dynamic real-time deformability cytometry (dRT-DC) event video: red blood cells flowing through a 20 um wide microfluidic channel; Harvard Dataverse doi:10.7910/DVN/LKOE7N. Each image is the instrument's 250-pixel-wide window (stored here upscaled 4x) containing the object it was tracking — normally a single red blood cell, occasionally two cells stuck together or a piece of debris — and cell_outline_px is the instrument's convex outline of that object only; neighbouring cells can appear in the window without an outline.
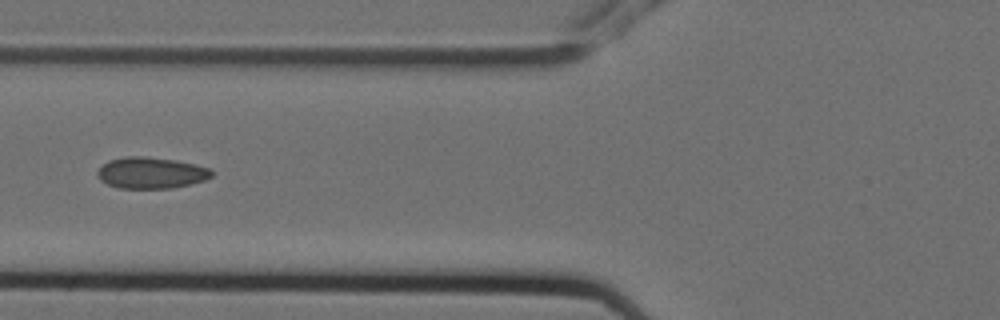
{"species": "Egyptian fruit bat (a non-hibernating species)", "species_latin": "Rousettus aegyptiacus", "temperature_condition": "cold", "stored_images_in_passage": 9, "camera_frame_rate_fps": 3000, "um_per_image_px": 0.085, "animal": {"sex": "female"}, "frame": {"image": 1, "passage_image": 3, "time_ms": 0.667, "image_size_px": [1000, 320], "cell_outline_px": [[212, 176], [204, 180], [192, 184], [172, 188], [120, 188], [108, 184], [100, 180], [96, 176], [96, 172], [108, 160], [124, 156], [144, 156], [176, 160], [196, 164], [208, 168], [212, 172]], "centroid_in_image_um": [12.82, 14.69], "position_along_channel_um": 113.0, "area_um2": 20.92}}
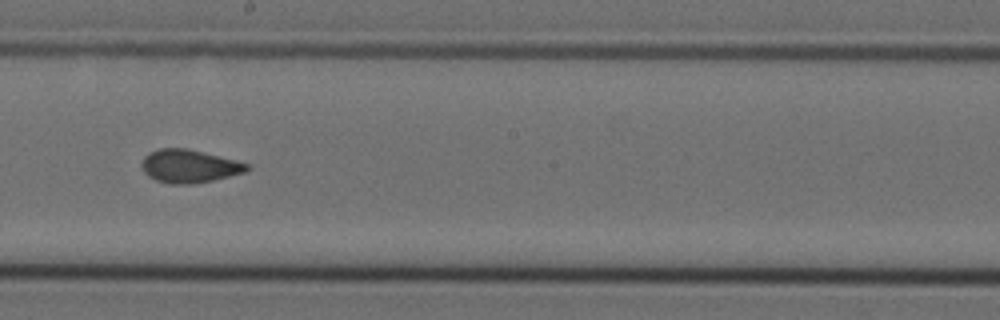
{"frame": {"image": 2, "passage_image": 6, "time_ms": 1.667, "image_size_px": [1000, 320], "cell_outline_px": [[248, 168], [244, 172], [212, 180], [192, 184], [168, 184], [156, 180], [148, 176], [144, 172], [140, 164], [144, 156], [160, 148], [188, 148], [248, 164]], "centroid_in_image_um": [16.01, 14.13], "position_along_channel_um": 232.2, "area_um2": 20.0}}
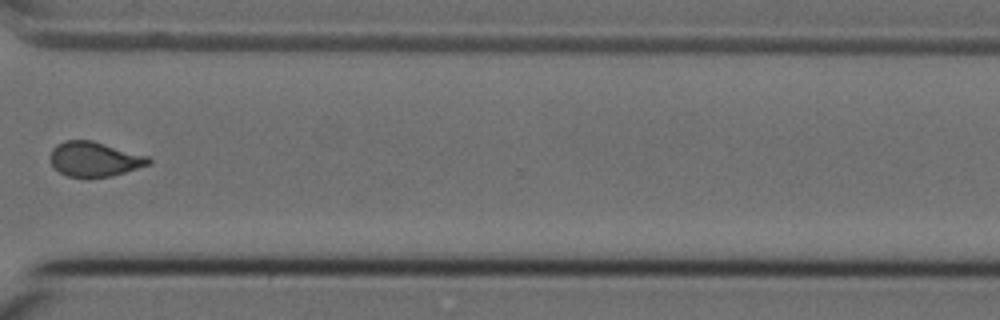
{"frame": {"image": 3, "passage_image": 9, "time_ms": 2.667, "image_size_px": [1000, 320], "cell_outline_px": [[152, 164], [112, 176], [68, 176], [60, 172], [52, 164], [52, 148], [56, 144], [64, 140], [92, 140], [148, 156], [152, 160]], "centroid_in_image_um": [8.07, 13.51], "position_along_channel_um": 362.5, "area_um2": 19.65}}